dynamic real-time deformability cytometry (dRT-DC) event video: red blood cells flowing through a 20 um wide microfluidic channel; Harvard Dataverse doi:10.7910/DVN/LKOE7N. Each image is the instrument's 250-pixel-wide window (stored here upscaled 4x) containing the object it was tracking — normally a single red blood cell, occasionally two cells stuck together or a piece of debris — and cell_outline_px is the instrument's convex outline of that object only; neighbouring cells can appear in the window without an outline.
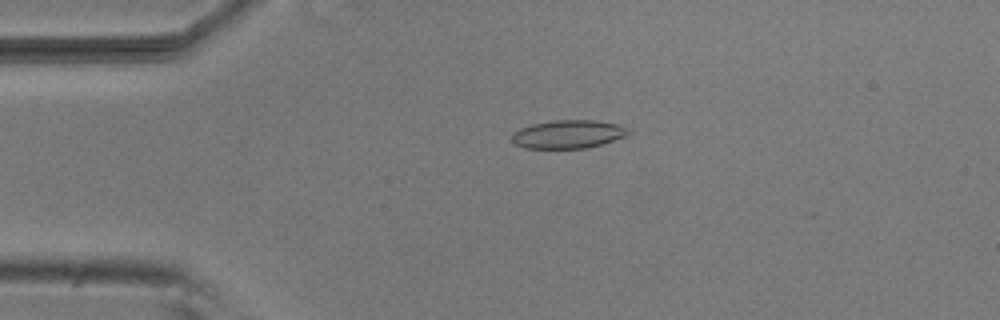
{"species": "common noctule bat (a hibernating species)", "species_latin": "Nyctalus noctula", "temperature_condition": "room temperature", "stored_images_in_passage": 49, "camera_frame_rate_fps": 3000, "um_per_image_px": 0.085, "animal": {"sex": "male", "body_mass_g": 20.5, "forearm_length_mm": 52.5}, "frame": {"image": 1, "passage_image": 8, "time_ms": 2.333, "image_size_px": [1000, 320], "cell_outline_px": [[632, 132], [624, 136], [600, 144], [584, 148], [524, 148], [516, 144], [512, 140], [512, 132], [520, 128], [532, 124], [556, 120], [592, 120], [616, 124], [628, 128]], "centroid_in_image_um": [48.26, 11.4], "position_along_channel_um": 36.7, "area_um2": 18.96}}
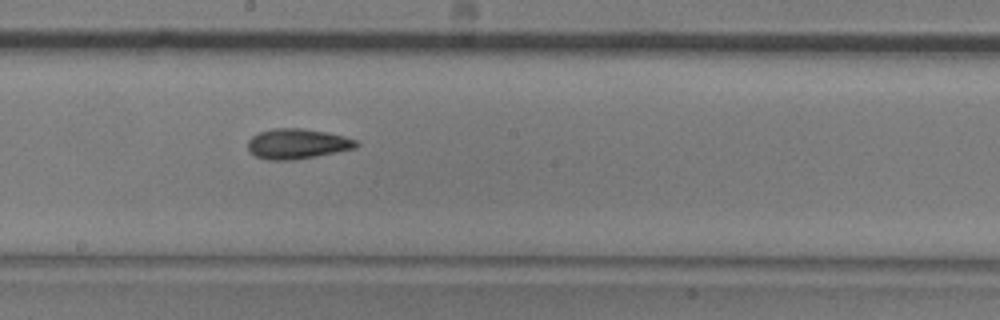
{"frame": {"image": 2, "passage_image": 25, "time_ms": 8.0, "image_size_px": [1000, 320], "cell_outline_px": [[360, 144], [356, 148], [316, 156], [292, 160], [268, 160], [256, 156], [248, 148], [248, 140], [252, 136], [260, 132], [272, 128], [300, 128], [328, 132], [344, 136], [356, 140]], "centroid_in_image_um": [25.28, 12.22], "position_along_channel_um": 222.9, "area_um2": 19.02}}
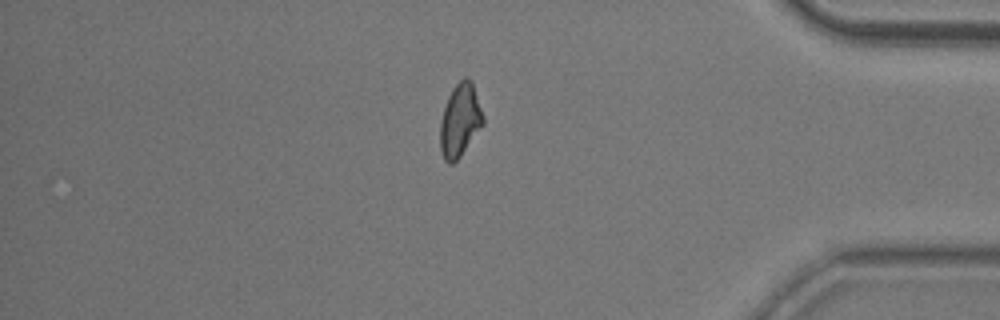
{"frame": {"image": 3, "passage_image": 41, "time_ms": 13.333, "image_size_px": [1000, 320], "cell_outline_px": [[484, 124], [460, 156], [452, 164], [448, 164], [444, 160], [440, 152], [440, 120], [448, 96], [452, 88], [464, 76], [468, 76], [472, 80], [484, 116]], "centroid_in_image_um": [39.1, 10.21], "position_along_channel_um": 396.1, "area_um2": 18.5}, "authors_computed_cell_mechanics": {"area_um2": 18.496, "velocity_mm_per_s": 3.8316, "shape_relaxation_time_tau1_ms": 5.8176, "shape_relaxation_time_tau2_ms": 4.3587, "deformation_change_tau1": 0.1585, "deformation_change_tau2": 0.1126}}